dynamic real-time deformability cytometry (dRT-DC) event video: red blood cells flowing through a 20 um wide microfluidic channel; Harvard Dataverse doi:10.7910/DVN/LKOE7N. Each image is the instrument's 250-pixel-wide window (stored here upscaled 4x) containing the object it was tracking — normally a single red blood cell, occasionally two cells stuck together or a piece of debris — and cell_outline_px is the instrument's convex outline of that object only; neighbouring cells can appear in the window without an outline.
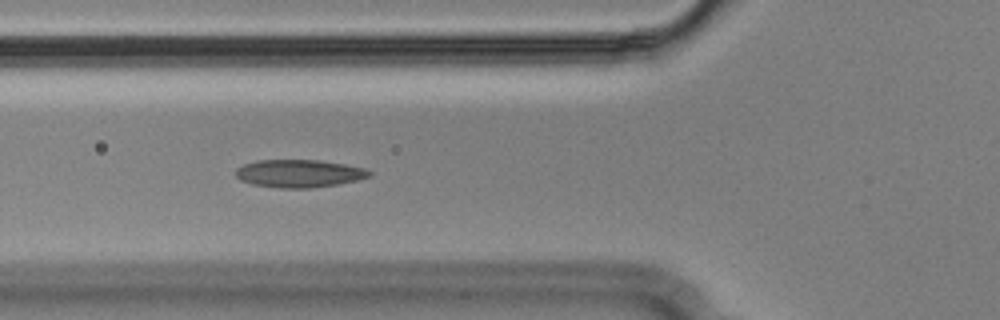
{"species": "Egyptian fruit bat (a non-hibernating species)", "species_latin": "Rousettus aegyptiacus", "temperature_condition": "cold", "stored_images_in_passage": 25, "camera_frame_rate_fps": 3000, "um_per_image_px": 0.085, "animal": {"sex": "male"}, "frame": {"image": 1, "passage_image": 8, "time_ms": 2.333, "image_size_px": [1000, 320], "cell_outline_px": [[372, 176], [360, 180], [336, 184], [308, 188], [280, 188], [252, 184], [240, 180], [236, 176], [236, 168], [244, 164], [256, 160], [316, 160], [344, 164], [364, 168], [372, 172]], "centroid_in_image_um": [25.43, 14.74], "position_along_channel_um": 100.4, "area_um2": 21.62}}